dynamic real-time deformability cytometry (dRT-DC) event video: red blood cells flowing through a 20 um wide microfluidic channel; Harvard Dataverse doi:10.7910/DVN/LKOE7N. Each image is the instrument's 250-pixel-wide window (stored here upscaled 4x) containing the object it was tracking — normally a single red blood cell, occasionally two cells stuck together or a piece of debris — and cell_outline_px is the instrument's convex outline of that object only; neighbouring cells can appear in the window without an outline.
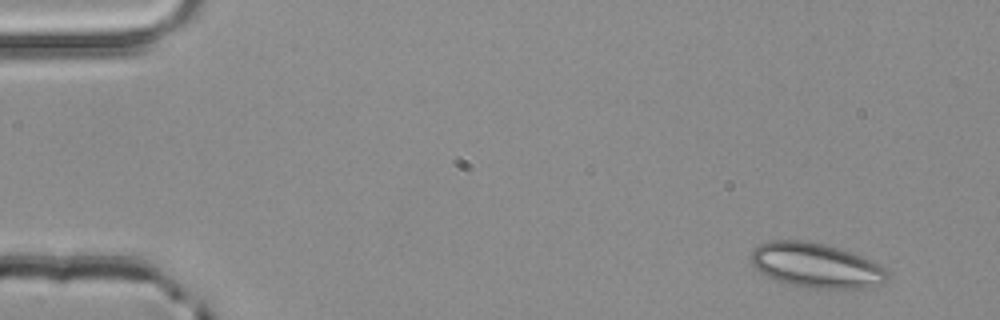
{"species": "common noctule bat (a hibernating species)", "species_latin": "Nyctalus noctula", "temperature_condition": "room temperature", "stored_images_in_passage": 3, "camera_frame_rate_fps": 3000, "um_per_image_px": 0.085, "animal": {"sex": "male", "body_mass_g": 20.4}, "frame": {"image": 1, "passage_image": 1, "time_ms": 0.0, "image_size_px": [1000, 320], "cell_outline_px": [[888, 280], [880, 284], [864, 288], [808, 288], [788, 284], [776, 280], [760, 272], [752, 264], [752, 252], [760, 244], [772, 240], [804, 240], [824, 244], [840, 248], [872, 260], [884, 268], [888, 272]], "centroid_in_image_um": [69.39, 22.56], "position_along_channel_um": 15.6, "area_um2": 35.43}}